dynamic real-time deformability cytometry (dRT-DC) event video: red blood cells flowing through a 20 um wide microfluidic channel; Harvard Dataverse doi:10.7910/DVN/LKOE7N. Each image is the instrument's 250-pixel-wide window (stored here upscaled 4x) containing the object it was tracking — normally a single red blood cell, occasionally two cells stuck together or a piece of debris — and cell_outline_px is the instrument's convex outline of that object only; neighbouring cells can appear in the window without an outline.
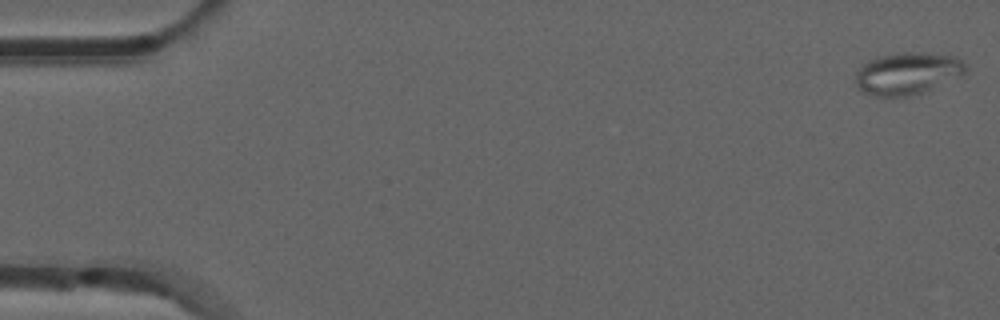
{"species": "common noctule bat (a hibernating species)", "species_latin": "Nyctalus noctula", "temperature_condition": "room temperature", "stored_images_in_passage": 15, "camera_frame_rate_fps": 3000, "um_per_image_px": 0.085, "animal": {"sex": "male", "forearm_length_mm": 52.5}, "frame": {"image": 1, "passage_image": 1, "time_ms": 0.0, "image_size_px": [1000, 320], "cell_outline_px": [[964, 72], [960, 76], [924, 92], [908, 96], [876, 96], [864, 92], [856, 84], [856, 72], [868, 60], [876, 56], [904, 52], [928, 52], [956, 56], [964, 64]], "centroid_in_image_um": [77.12, 6.22], "position_along_channel_um": 7.9, "area_um2": 26.88}}
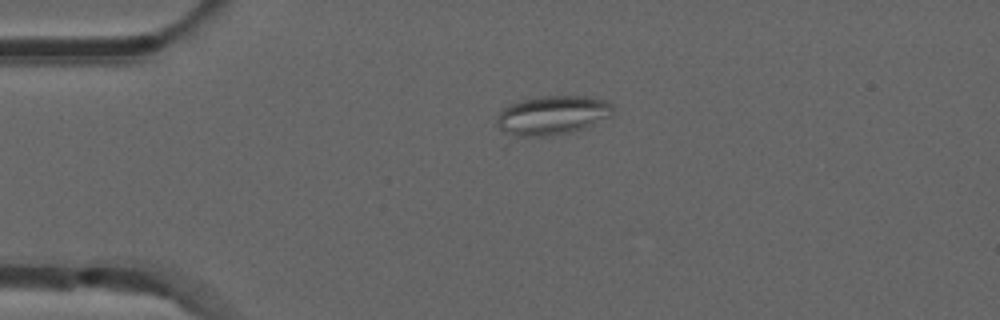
{"frame": {"image": 2, "passage_image": 12, "time_ms": 3.667, "image_size_px": [1000, 320], "cell_outline_px": [[616, 112], [592, 124], [572, 132], [552, 136], [512, 136], [504, 132], [496, 124], [496, 116], [508, 104], [516, 100], [544, 96], [584, 96], [604, 100], [612, 104]], "centroid_in_image_um": [46.9, 9.79], "position_along_channel_um": 38.1, "area_um2": 26.59}}